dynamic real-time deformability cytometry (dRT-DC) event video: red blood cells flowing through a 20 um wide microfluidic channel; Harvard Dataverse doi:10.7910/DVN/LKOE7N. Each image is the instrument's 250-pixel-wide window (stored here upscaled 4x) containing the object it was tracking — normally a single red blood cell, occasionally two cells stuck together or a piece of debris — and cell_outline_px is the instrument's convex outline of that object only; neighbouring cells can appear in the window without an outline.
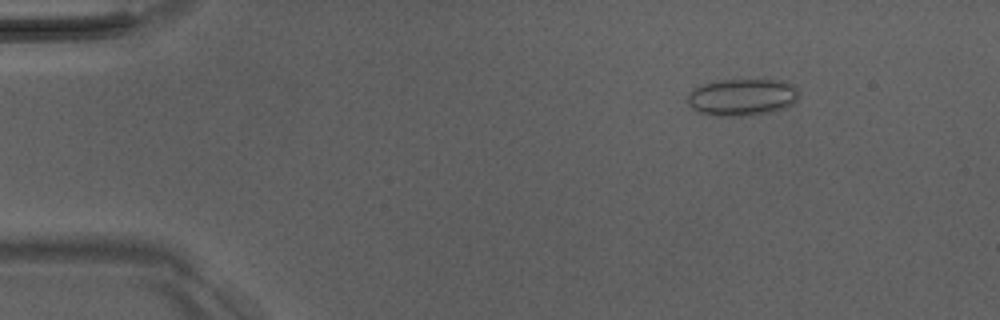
{"species": "Egyptian fruit bat (a non-hibernating species)", "species_latin": "Rousettus aegyptiacus", "temperature_condition": "room temperature", "stored_images_in_passage": 46, "camera_frame_rate_fps": 3000, "um_per_image_px": 0.085, "animal": {"sex": "male"}, "frame": {"image": 1, "passage_image": 7, "time_ms": 2.0, "image_size_px": [1000, 320], "cell_outline_px": [[800, 96], [792, 104], [784, 108], [768, 112], [740, 116], [712, 116], [700, 112], [692, 108], [688, 104], [688, 92], [704, 84], [716, 80], [780, 80], [792, 84], [800, 88]], "centroid_in_image_um": [63.11, 8.25], "position_along_channel_um": 21.9, "area_um2": 24.1}}
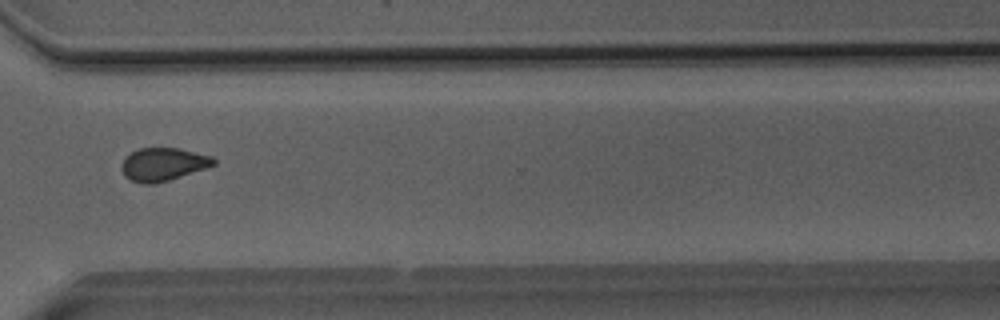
{"frame": {"image": 2, "passage_image": 38, "time_ms": 12.333, "image_size_px": [1000, 320], "cell_outline_px": [[216, 164], [156, 184], [144, 184], [132, 180], [124, 176], [120, 168], [120, 164], [124, 156], [140, 148], [180, 148], [212, 156], [216, 160]], "centroid_in_image_um": [13.82, 13.96], "position_along_channel_um": 356.8, "area_um2": 17.74}}
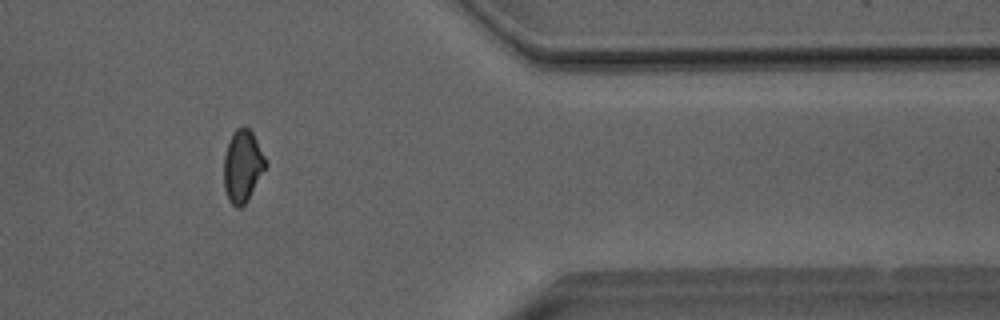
{"frame": {"image": 3, "passage_image": 42, "time_ms": 13.667, "image_size_px": [1000, 320], "cell_outline_px": [[268, 164], [248, 200], [240, 208], [236, 208], [228, 200], [224, 188], [224, 156], [232, 132], [236, 128], [244, 124], [252, 132]], "centroid_in_image_um": [20.61, 14.12], "position_along_channel_um": 390.8, "area_um2": 17.63}}